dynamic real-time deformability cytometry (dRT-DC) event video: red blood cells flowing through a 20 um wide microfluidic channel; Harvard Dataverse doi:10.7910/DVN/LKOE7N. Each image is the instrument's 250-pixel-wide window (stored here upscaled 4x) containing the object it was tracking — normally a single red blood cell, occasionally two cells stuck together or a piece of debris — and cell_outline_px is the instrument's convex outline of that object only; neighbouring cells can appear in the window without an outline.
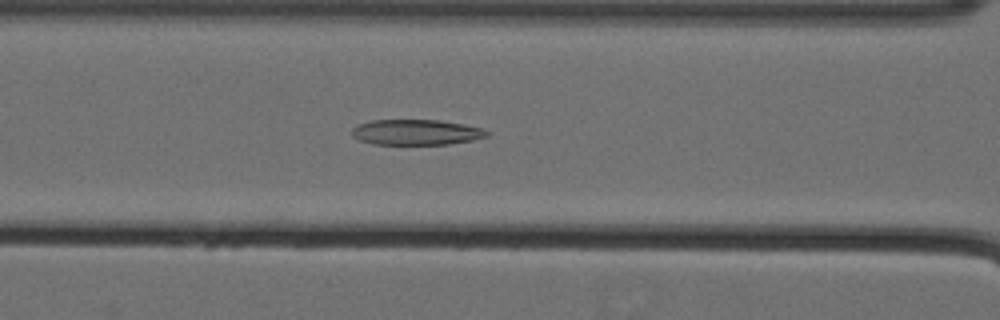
{"species": "Egyptian fruit bat (a non-hibernating species)", "species_latin": "Rousettus aegyptiacus", "temperature_condition": "cold", "stored_images_in_passage": 40, "camera_frame_rate_fps": 3000, "um_per_image_px": 0.085, "animal": {"sex": "female"}, "frame": {"image": 1, "passage_image": 9, "time_ms": 2.667, "image_size_px": [1000, 320], "cell_outline_px": [[488, 136], [472, 140], [448, 144], [372, 144], [360, 140], [352, 136], [352, 128], [356, 124], [372, 120], [440, 120], [464, 124], [484, 128], [488, 132]], "centroid_in_image_um": [35.36, 11.23], "position_along_channel_um": 131.2, "area_um2": 20.11}}
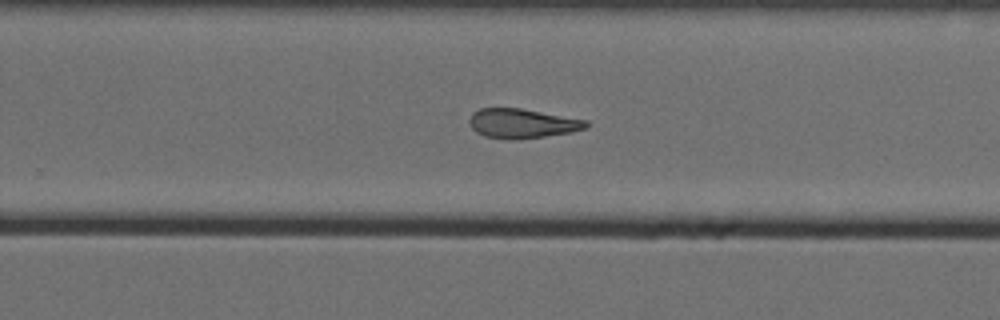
{"frame": {"image": 2, "passage_image": 22, "time_ms": 7.0, "image_size_px": [1000, 320], "cell_outline_px": [[588, 128], [572, 132], [516, 140], [508, 140], [484, 136], [476, 132], [472, 128], [468, 120], [472, 112], [480, 108], [520, 108], [588, 120]], "centroid_in_image_um": [44.37, 10.49], "position_along_channel_um": 285.4, "area_um2": 20.23}}
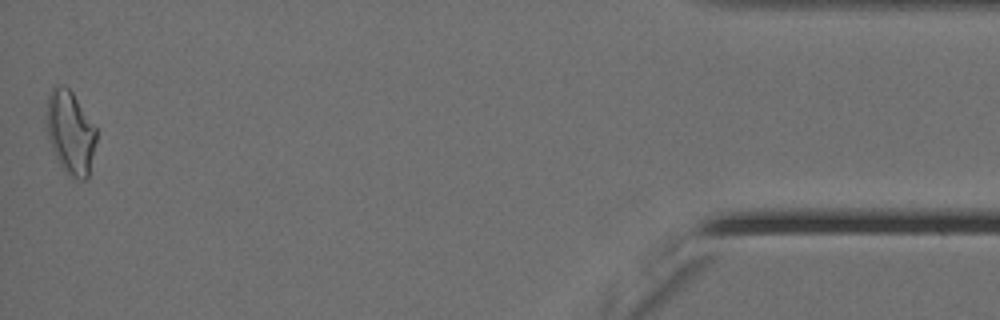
{"frame": {"image": 3, "passage_image": 40, "time_ms": 13.0, "image_size_px": [1000, 320], "cell_outline_px": [[96, 140], [88, 176], [84, 180], [80, 180], [64, 172], [52, 148], [48, 136], [48, 96], [52, 88], [56, 84], [64, 84], [72, 92], [96, 128]], "centroid_in_image_um": [5.99, 11.25], "position_along_channel_um": 429.2, "area_um2": 23.64}, "authors_computed_cell_mechanics": {"area_um2": 20.8947, "velocity_mm_per_s": 3.5679, "shape_relaxation_time_tau1_ms": null, "shape_relaxation_time_tau2_ms": 2.5262, "deformation_change_tau1": null, "deformation_change_tau2": 0.1098}}